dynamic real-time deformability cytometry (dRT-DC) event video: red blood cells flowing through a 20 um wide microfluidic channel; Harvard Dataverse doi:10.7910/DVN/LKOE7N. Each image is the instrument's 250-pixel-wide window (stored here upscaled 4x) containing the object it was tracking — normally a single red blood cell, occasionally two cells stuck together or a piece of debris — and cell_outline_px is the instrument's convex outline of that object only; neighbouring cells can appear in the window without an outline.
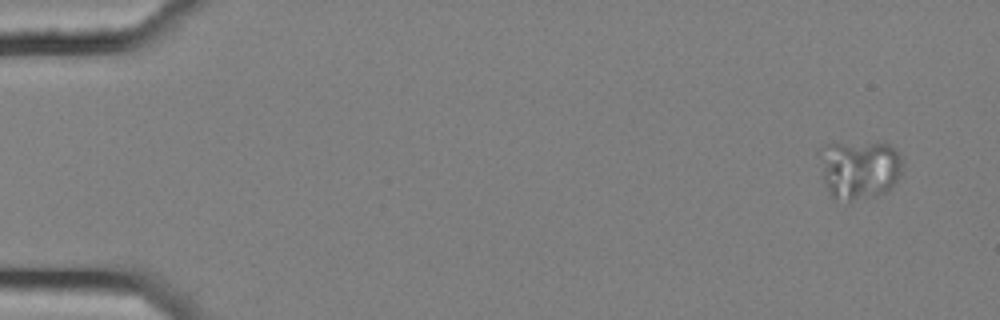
{"species": "common noctule bat (a hibernating species)", "species_latin": "Nyctalus noctula", "temperature_condition": "cold", "stored_images_in_passage": 10, "camera_frame_rate_fps": 3000, "um_per_image_px": 0.085, "animal": {"sex": "female", "body_mass_g": 25.1}, "frame": {"image": 1, "passage_image": 1, "time_ms": 0.0, "image_size_px": [1000, 320], "cell_outline_px": [[904, 160], [900, 176], [888, 192], [876, 196], [848, 204], [836, 200], [828, 192], [824, 180], [816, 152], [824, 144], [876, 140], [888, 144], [896, 148], [900, 152]], "centroid_in_image_um": [73.05, 14.38], "position_along_channel_um": 12.0, "area_um2": 30.4}}
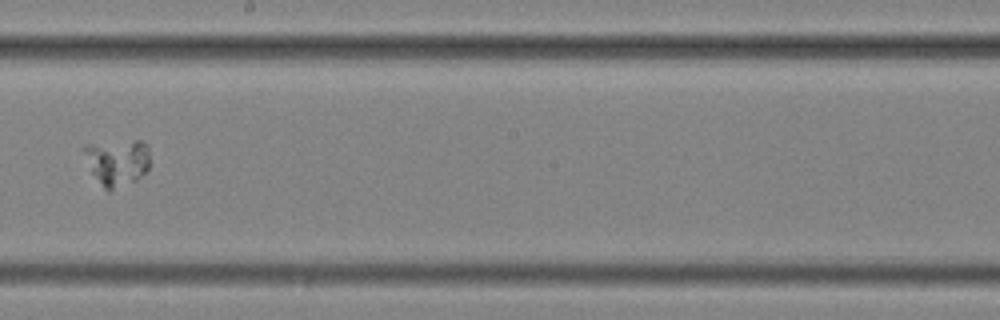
{"frame": {"image": 2, "passage_image": 9, "time_ms": 2.667, "image_size_px": [1000, 320], "cell_outline_px": [[148, 168], [136, 180], [108, 192], [104, 188], [92, 172], [80, 148], [84, 144], [136, 140], [140, 140], [148, 148]], "centroid_in_image_um": [9.91, 13.77], "position_along_channel_um": 238.3, "area_um2": 17.74}}
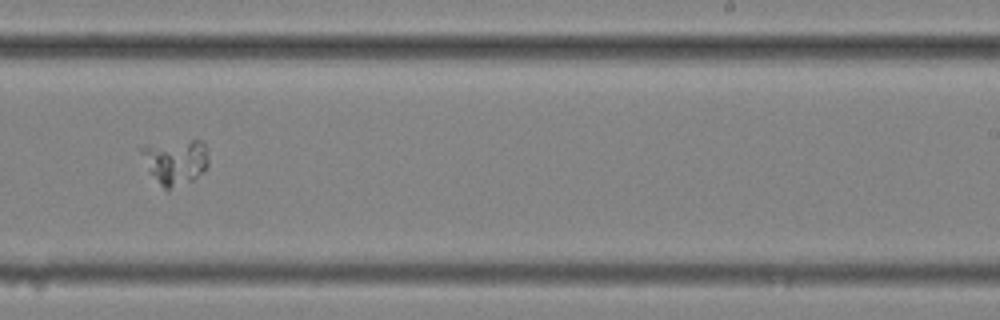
{"frame": {"image": 3, "passage_image": 10, "time_ms": 3.0, "image_size_px": [1000, 320], "cell_outline_px": [[208, 164], [192, 180], [168, 192], [148, 172], [136, 148], [144, 144], [192, 140], [200, 140], [204, 144], [208, 160]], "centroid_in_image_um": [14.79, 13.74], "position_along_channel_um": 274.2, "area_um2": 18.03}}